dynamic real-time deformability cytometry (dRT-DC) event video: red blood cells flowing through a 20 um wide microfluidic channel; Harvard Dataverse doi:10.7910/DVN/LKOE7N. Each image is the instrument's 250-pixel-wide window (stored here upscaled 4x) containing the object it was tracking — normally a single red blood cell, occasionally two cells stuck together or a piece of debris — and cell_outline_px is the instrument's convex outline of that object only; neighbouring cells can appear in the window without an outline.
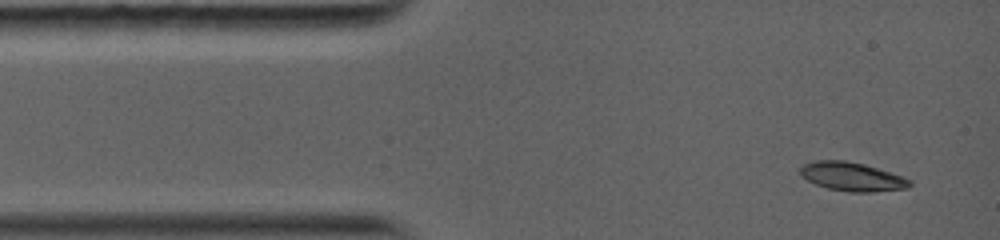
{"species": "common noctule bat (a hibernating species)", "species_latin": "Nyctalus noctula", "temperature_condition": "warm", "stored_images_in_passage": 3, "camera_frame_rate_fps": 5000, "um_per_image_px": 0.085, "animal": {"sex": "female", "body_mass_g": 19.0, "forearm_length_mm": 56.7}, "frame": {"image": 1, "passage_image": 1, "time_ms": 0.0, "image_size_px": [1000, 240], "cell_outline_px": [[912, 184], [908, 188], [872, 192], [848, 192], [828, 188], [816, 184], [808, 180], [800, 172], [800, 168], [804, 164], [816, 160], [844, 160], [864, 164], [912, 180]], "centroid_in_image_um": [72.43, 15.02], "position_along_channel_um": 12.6, "area_um2": 18.09}}
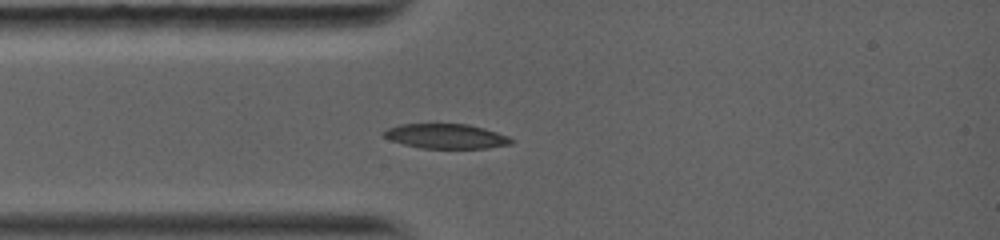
{"frame": {"image": 2, "passage_image": 3, "time_ms": 2.2, "image_size_px": [1000, 240], "cell_outline_px": [[512, 144], [488, 148], [420, 148], [404, 144], [392, 140], [384, 136], [380, 132], [388, 128], [400, 124], [468, 124], [484, 128], [508, 136], [512, 140]], "centroid_in_image_um": [37.9, 11.58], "position_along_channel_um": 47.1, "area_um2": 18.26}}